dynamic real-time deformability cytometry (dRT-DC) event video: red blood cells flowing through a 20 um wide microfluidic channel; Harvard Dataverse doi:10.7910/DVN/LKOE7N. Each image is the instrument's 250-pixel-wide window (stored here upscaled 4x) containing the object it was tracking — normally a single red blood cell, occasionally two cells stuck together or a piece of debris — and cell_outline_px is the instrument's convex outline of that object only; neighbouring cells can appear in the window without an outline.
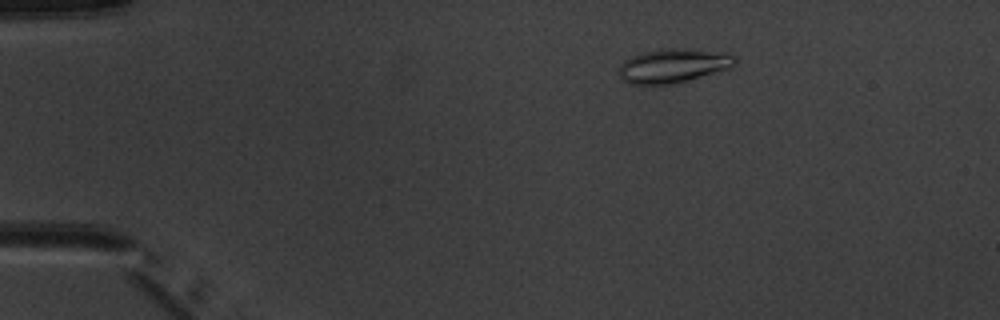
{"species": "common noctule bat (a hibernating species)", "species_latin": "Nyctalus noctula", "temperature_condition": "warm", "stored_images_in_passage": 5, "camera_frame_rate_fps": 3000, "um_per_image_px": 0.085, "animal": {"sex": "male", "body_mass_g": 20.1, "forearm_length_mm": 53.5}, "frame": {"image": 1, "passage_image": 3, "time_ms": 2.333, "image_size_px": [1000, 320], "cell_outline_px": [[736, 64], [732, 68], [672, 84], [632, 84], [624, 80], [620, 76], [620, 64], [624, 60], [640, 52], [664, 48], [692, 48], [728, 52], [736, 60]], "centroid_in_image_um": [57.27, 5.55], "position_along_channel_um": 27.7, "area_um2": 23.24}}